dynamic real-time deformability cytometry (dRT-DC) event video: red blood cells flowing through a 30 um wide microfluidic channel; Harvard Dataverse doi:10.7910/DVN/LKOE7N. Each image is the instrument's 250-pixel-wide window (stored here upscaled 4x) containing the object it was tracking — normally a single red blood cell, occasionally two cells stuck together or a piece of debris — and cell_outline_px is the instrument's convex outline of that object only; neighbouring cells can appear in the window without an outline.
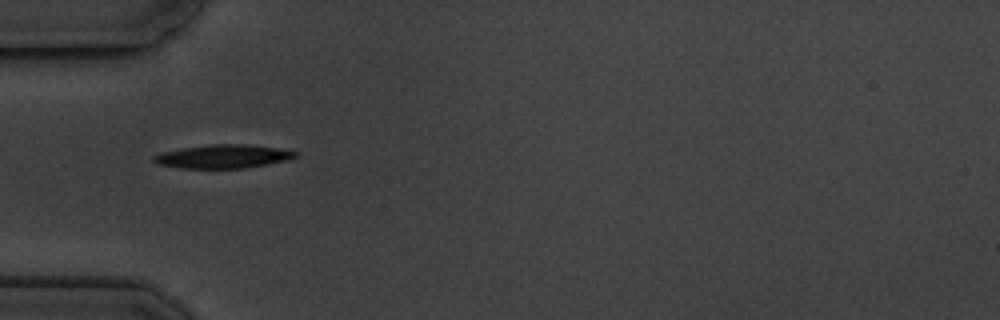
{"species": "common noctule bat (a hibernating species)", "species_latin": "Nyctalus noctula", "temperature_condition": "cold", "stored_images_in_passage": 12, "camera_frame_rate_fps": 3000, "um_per_image_px": 0.085, "animal": {"sex": "male", "body_mass_g": 19.5, "forearm_length_mm": 54.6}, "frame": {"image": 1, "passage_image": 1, "time_ms": 0.0, "image_size_px": [1000, 320], "cell_outline_px": [[300, 156], [288, 160], [268, 164], [244, 168], [180, 168], [160, 164], [152, 160], [152, 156], [160, 152], [180, 148], [212, 144], [248, 144], [276, 148], [300, 152]], "centroid_in_image_um": [18.99, 13.29], "position_along_channel_um": 66.0, "area_um2": 19.59}}
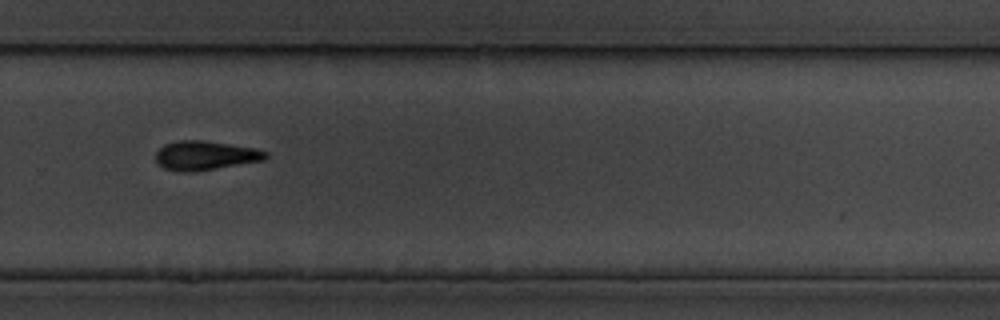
{"frame": {"image": 2, "passage_image": 7, "time_ms": 7.0, "image_size_px": [1000, 320], "cell_outline_px": [[268, 156], [264, 160], [192, 172], [180, 172], [164, 168], [156, 160], [156, 152], [164, 144], [176, 140], [204, 140], [252, 148], [268, 152]], "centroid_in_image_um": [17.41, 13.21], "position_along_channel_um": 312.4, "area_um2": 18.5}}
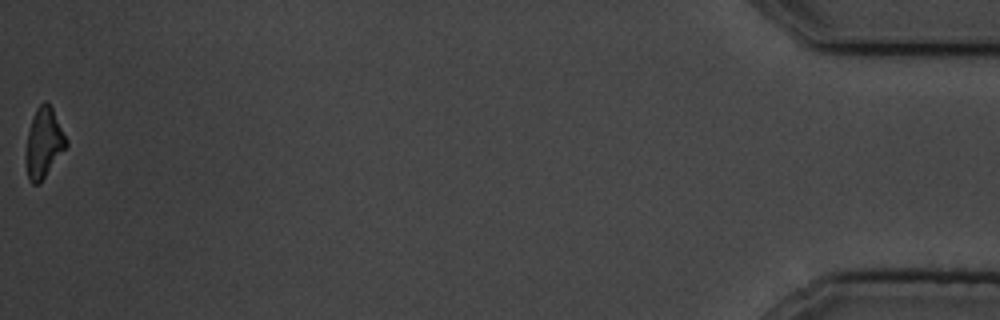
{"frame": {"image": 3, "passage_image": 12, "time_ms": 13.0, "image_size_px": [1000, 320], "cell_outline_px": [[68, 144], [40, 184], [32, 184], [28, 180], [24, 160], [24, 156], [28, 132], [36, 108], [44, 100], [52, 108], [68, 140]], "centroid_in_image_um": [3.69, 12.2], "position_along_channel_um": 431.5, "area_um2": 16.53}, "authors_computed_cell_mechanics": {"area_um2": 18.9584, "velocity_mm_per_s": 3.545, "shape_relaxation_time_tau1_ms": 2.7377, "shape_relaxation_time_tau2_ms": null, "deformation_change_tau1": 0.1123, "deformation_change_tau2": null}}